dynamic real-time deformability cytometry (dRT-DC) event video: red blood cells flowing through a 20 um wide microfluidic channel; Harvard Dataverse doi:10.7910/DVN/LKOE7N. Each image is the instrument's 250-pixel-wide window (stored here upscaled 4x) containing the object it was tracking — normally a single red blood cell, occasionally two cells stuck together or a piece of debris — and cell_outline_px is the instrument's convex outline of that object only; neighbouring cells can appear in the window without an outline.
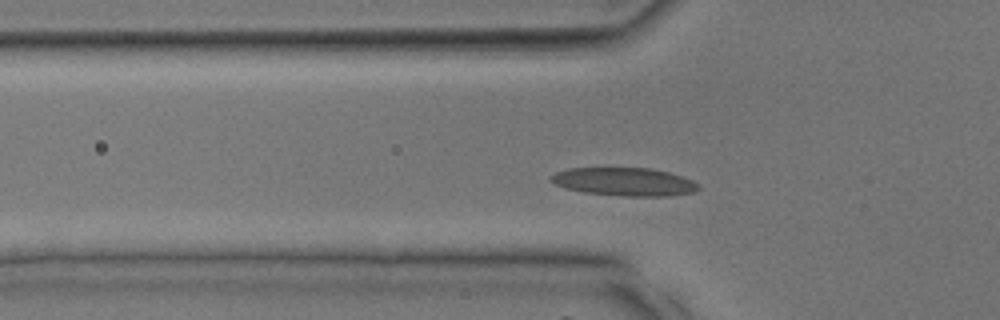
{"species": "common noctule bat (a hibernating species)", "species_latin": "Nyctalus noctula", "temperature_condition": "room temperature", "stored_images_in_passage": 26, "camera_frame_rate_fps": 3000, "um_per_image_px": 0.085, "animal": {"sex": "male", "body_mass_g": 17.9, "forearm_length_mm": 54.2}, "frame": {"image": 1, "passage_image": 3, "time_ms": 0.667, "image_size_px": [1000, 320], "cell_outline_px": [[700, 188], [696, 192], [672, 196], [624, 196], [584, 192], [564, 188], [548, 180], [548, 176], [556, 172], [568, 168], [652, 168], [668, 172], [692, 180], [700, 184]], "centroid_in_image_um": [53.07, 15.45], "position_along_channel_um": 72.7, "area_um2": 24.45}}
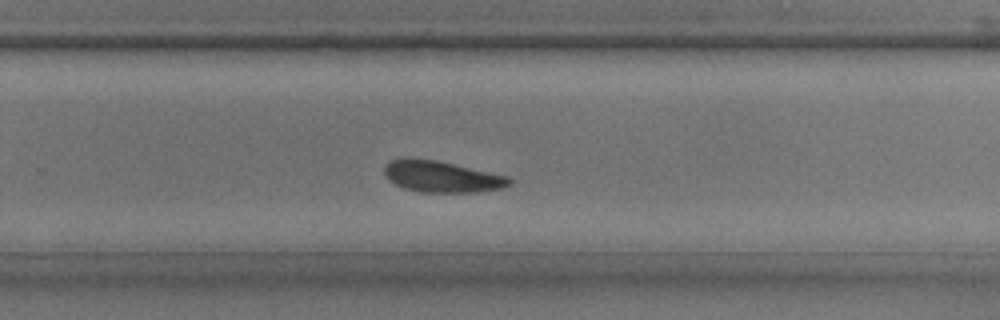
{"frame": {"image": 2, "passage_image": 15, "time_ms": 4.667, "image_size_px": [1000, 320], "cell_outline_px": [[512, 184], [500, 188], [476, 192], [420, 192], [404, 188], [388, 180], [384, 172], [384, 164], [392, 160], [408, 156], [436, 160], [508, 176], [512, 180]], "centroid_in_image_um": [37.5, 14.99], "position_along_channel_um": 292.3, "area_um2": 22.95}}
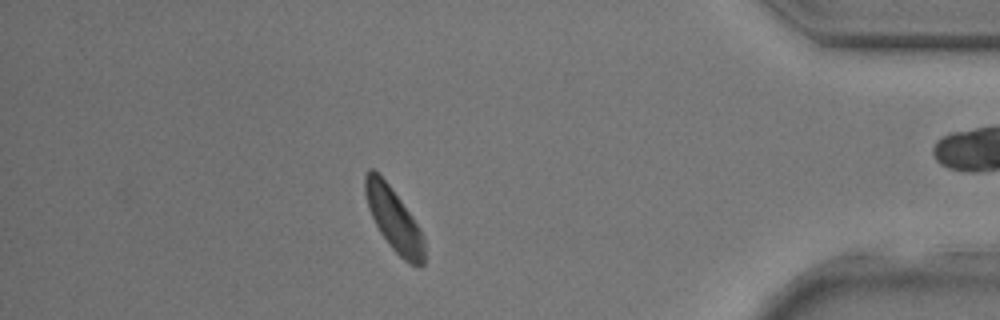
{"frame": {"image": 3, "passage_image": 23, "time_ms": 7.333, "image_size_px": [1000, 320], "cell_outline_px": [[424, 264], [420, 268], [416, 268], [404, 260], [392, 248], [380, 232], [368, 208], [364, 192], [364, 176], [368, 168], [372, 168], [388, 184], [400, 200], [420, 228], [424, 240]], "centroid_in_image_um": [33.48, 18.68], "position_along_channel_um": 401.7, "area_um2": 21.5}}